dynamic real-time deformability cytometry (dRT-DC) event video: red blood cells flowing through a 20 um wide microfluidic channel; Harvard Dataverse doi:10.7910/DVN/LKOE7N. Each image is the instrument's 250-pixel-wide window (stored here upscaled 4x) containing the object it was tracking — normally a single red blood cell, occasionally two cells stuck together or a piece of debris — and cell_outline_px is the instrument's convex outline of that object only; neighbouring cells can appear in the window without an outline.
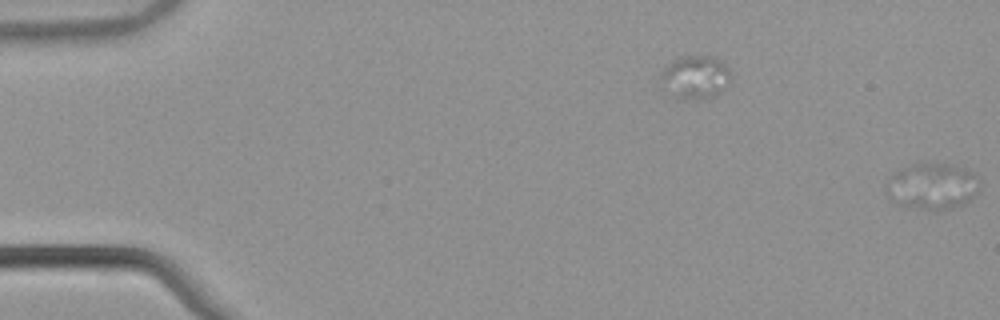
{"species": "common noctule bat (a hibernating species)", "species_latin": "Nyctalus noctula", "temperature_condition": "warm", "stored_images_in_passage": 9, "segment_of_instrument_passage": [2, 2], "camera_frame_rate_fps": 3000, "um_per_image_px": 0.085, "animal": {"sex": "male", "body_mass_g": 21.5, "forearm_length_mm": 52.0}, "frame": {"image": 1, "passage_image": 9, "time_ms": 2.667, "image_size_px": [1000, 320], "cell_outline_px": [[980, 184], [976, 192], [964, 204], [952, 208], [932, 212], [904, 208], [896, 204], [888, 196], [888, 192], [892, 176], [900, 168], [912, 164], [952, 164], [964, 168], [972, 172], [980, 180]], "centroid_in_image_um": [79.26, 15.88], "position_along_channel_um": 5.7, "area_um2": 25.32}}